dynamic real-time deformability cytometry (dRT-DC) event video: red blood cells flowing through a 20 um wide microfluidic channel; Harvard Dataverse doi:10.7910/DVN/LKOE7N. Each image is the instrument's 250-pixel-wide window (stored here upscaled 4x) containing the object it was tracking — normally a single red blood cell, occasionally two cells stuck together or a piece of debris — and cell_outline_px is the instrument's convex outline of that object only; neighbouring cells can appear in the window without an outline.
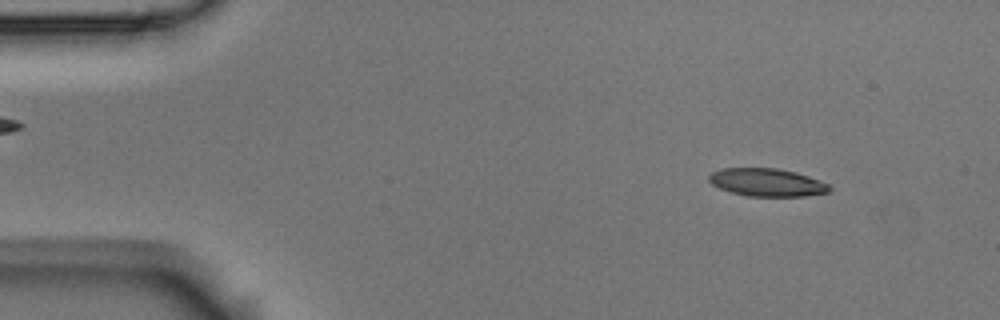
{"species": "Egyptian fruit bat (a non-hibernating species)", "species_latin": "Rousettus aegyptiacus", "temperature_condition": "room temperature", "stored_images_in_passage": 55, "camera_frame_rate_fps": 3000, "um_per_image_px": 0.085, "animal": {"sex": "male"}, "frame": {"image": 1, "passage_image": 6, "time_ms": 1.667, "image_size_px": [1000, 320], "cell_outline_px": [[832, 192], [804, 196], [748, 196], [732, 192], [720, 188], [712, 184], [708, 180], [708, 176], [712, 172], [720, 168], [776, 168], [796, 172], [820, 180], [828, 184], [832, 188]], "centroid_in_image_um": [65.22, 15.5], "position_along_channel_um": 19.8, "area_um2": 19.65}}
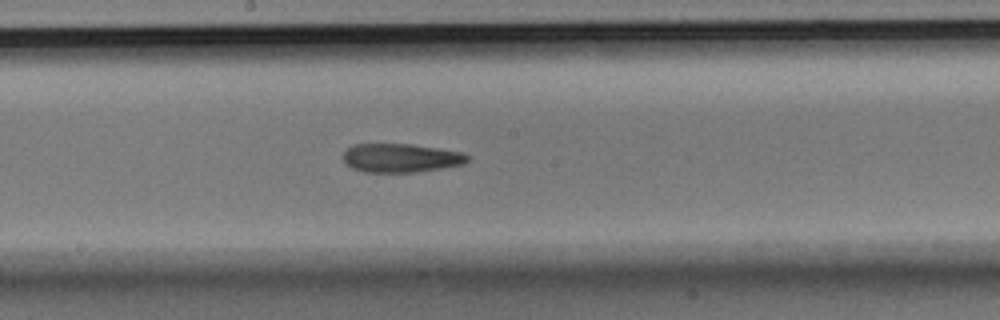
{"frame": {"image": 2, "passage_image": 29, "time_ms": 9.333, "image_size_px": [1000, 320], "cell_outline_px": [[468, 160], [464, 164], [440, 168], [412, 172], [364, 172], [352, 168], [344, 160], [344, 152], [352, 144], [412, 144], [460, 152], [468, 156]], "centroid_in_image_um": [34.04, 13.42], "position_along_channel_um": 214.2, "area_um2": 20.52}}
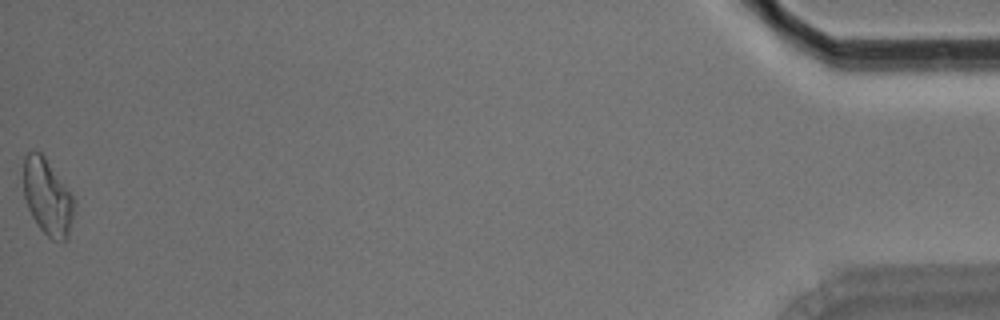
{"frame": {"image": 3, "passage_image": 55, "time_ms": 18.0, "image_size_px": [1000, 320], "cell_outline_px": [[76, 204], [68, 240], [52, 240], [36, 224], [28, 208], [24, 196], [24, 156], [28, 152], [40, 152], [44, 156], [72, 196]], "centroid_in_image_um": [4.05, 16.79], "position_along_channel_um": 431.2, "area_um2": 22.25}, "authors_computed_cell_mechanics": {"area_um2": 20.9814, "velocity_mm_per_s": 3.6402, "shape_relaxation_time_tau1_ms": 9.9, "shape_relaxation_time_tau2_ms": 6.8593, "deformation_change_tau1": 0.229, "deformation_change_tau2": 0.1831}}